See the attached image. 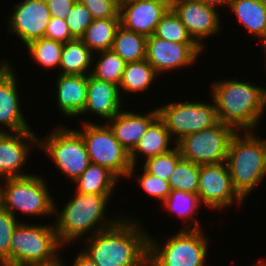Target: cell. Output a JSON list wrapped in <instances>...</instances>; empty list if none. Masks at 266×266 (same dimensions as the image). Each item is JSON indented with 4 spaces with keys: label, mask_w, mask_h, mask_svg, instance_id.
<instances>
[{
    "label": "cell",
    "mask_w": 266,
    "mask_h": 266,
    "mask_svg": "<svg viewBox=\"0 0 266 266\" xmlns=\"http://www.w3.org/2000/svg\"><path fill=\"white\" fill-rule=\"evenodd\" d=\"M134 219L123 216L112 227L86 238L82 251L96 266H148L149 233Z\"/></svg>",
    "instance_id": "6da1fadb"
},
{
    "label": "cell",
    "mask_w": 266,
    "mask_h": 266,
    "mask_svg": "<svg viewBox=\"0 0 266 266\" xmlns=\"http://www.w3.org/2000/svg\"><path fill=\"white\" fill-rule=\"evenodd\" d=\"M211 89L220 122L238 132L257 130L266 109V87L233 78L215 81Z\"/></svg>",
    "instance_id": "7a4b0ae2"
},
{
    "label": "cell",
    "mask_w": 266,
    "mask_h": 266,
    "mask_svg": "<svg viewBox=\"0 0 266 266\" xmlns=\"http://www.w3.org/2000/svg\"><path fill=\"white\" fill-rule=\"evenodd\" d=\"M74 193L76 194L68 199L60 211L54 204V214L57 215L54 226L63 248L87 234L88 237L85 238H90L97 232L112 227L122 218L105 217L111 195Z\"/></svg>",
    "instance_id": "3957f363"
},
{
    "label": "cell",
    "mask_w": 266,
    "mask_h": 266,
    "mask_svg": "<svg viewBox=\"0 0 266 266\" xmlns=\"http://www.w3.org/2000/svg\"><path fill=\"white\" fill-rule=\"evenodd\" d=\"M226 164L233 187L245 200L266 176V150L262 138L255 131H237L231 139Z\"/></svg>",
    "instance_id": "277c9868"
},
{
    "label": "cell",
    "mask_w": 266,
    "mask_h": 266,
    "mask_svg": "<svg viewBox=\"0 0 266 266\" xmlns=\"http://www.w3.org/2000/svg\"><path fill=\"white\" fill-rule=\"evenodd\" d=\"M203 229H181L164 244L149 235L148 266H206L208 237Z\"/></svg>",
    "instance_id": "5b68a950"
},
{
    "label": "cell",
    "mask_w": 266,
    "mask_h": 266,
    "mask_svg": "<svg viewBox=\"0 0 266 266\" xmlns=\"http://www.w3.org/2000/svg\"><path fill=\"white\" fill-rule=\"evenodd\" d=\"M50 193L46 180L35 174L0 181V204L16 218L17 212L32 217L53 216L55 201Z\"/></svg>",
    "instance_id": "8992f818"
},
{
    "label": "cell",
    "mask_w": 266,
    "mask_h": 266,
    "mask_svg": "<svg viewBox=\"0 0 266 266\" xmlns=\"http://www.w3.org/2000/svg\"><path fill=\"white\" fill-rule=\"evenodd\" d=\"M62 247L54 223L46 225L21 221L11 239V266L52 260L60 254Z\"/></svg>",
    "instance_id": "52a82bcc"
},
{
    "label": "cell",
    "mask_w": 266,
    "mask_h": 266,
    "mask_svg": "<svg viewBox=\"0 0 266 266\" xmlns=\"http://www.w3.org/2000/svg\"><path fill=\"white\" fill-rule=\"evenodd\" d=\"M39 150L44 151L55 167L72 181L91 163L81 134L64 125L53 128L44 139L39 137Z\"/></svg>",
    "instance_id": "ba28073f"
},
{
    "label": "cell",
    "mask_w": 266,
    "mask_h": 266,
    "mask_svg": "<svg viewBox=\"0 0 266 266\" xmlns=\"http://www.w3.org/2000/svg\"><path fill=\"white\" fill-rule=\"evenodd\" d=\"M104 124L84 120L81 130H76L84 140L91 163L108 168L119 179H127L132 168L129 152L116 139L109 125Z\"/></svg>",
    "instance_id": "9c48e42d"
},
{
    "label": "cell",
    "mask_w": 266,
    "mask_h": 266,
    "mask_svg": "<svg viewBox=\"0 0 266 266\" xmlns=\"http://www.w3.org/2000/svg\"><path fill=\"white\" fill-rule=\"evenodd\" d=\"M237 130L224 122L182 138L176 146L181 156L198 165L226 162L229 145Z\"/></svg>",
    "instance_id": "30bf717a"
},
{
    "label": "cell",
    "mask_w": 266,
    "mask_h": 266,
    "mask_svg": "<svg viewBox=\"0 0 266 266\" xmlns=\"http://www.w3.org/2000/svg\"><path fill=\"white\" fill-rule=\"evenodd\" d=\"M213 103L171 102L157 108L159 117L177 144L185 136L211 128L220 122L214 100Z\"/></svg>",
    "instance_id": "8fae6325"
},
{
    "label": "cell",
    "mask_w": 266,
    "mask_h": 266,
    "mask_svg": "<svg viewBox=\"0 0 266 266\" xmlns=\"http://www.w3.org/2000/svg\"><path fill=\"white\" fill-rule=\"evenodd\" d=\"M197 195L201 204L214 211L245 202L233 187L226 162L200 165Z\"/></svg>",
    "instance_id": "7c38bea8"
},
{
    "label": "cell",
    "mask_w": 266,
    "mask_h": 266,
    "mask_svg": "<svg viewBox=\"0 0 266 266\" xmlns=\"http://www.w3.org/2000/svg\"><path fill=\"white\" fill-rule=\"evenodd\" d=\"M202 50L197 43H177L152 35L147 37L146 60L160 76L171 70L193 66Z\"/></svg>",
    "instance_id": "4fadbf2b"
},
{
    "label": "cell",
    "mask_w": 266,
    "mask_h": 266,
    "mask_svg": "<svg viewBox=\"0 0 266 266\" xmlns=\"http://www.w3.org/2000/svg\"><path fill=\"white\" fill-rule=\"evenodd\" d=\"M170 8L181 19L192 39L204 49L208 37L220 33L218 9L196 0H170ZM212 35V36H211Z\"/></svg>",
    "instance_id": "5bb4252c"
},
{
    "label": "cell",
    "mask_w": 266,
    "mask_h": 266,
    "mask_svg": "<svg viewBox=\"0 0 266 266\" xmlns=\"http://www.w3.org/2000/svg\"><path fill=\"white\" fill-rule=\"evenodd\" d=\"M33 146L39 148V138L32 129L0 132V181L31 175L25 174L22 169L26 166Z\"/></svg>",
    "instance_id": "9a60e30c"
},
{
    "label": "cell",
    "mask_w": 266,
    "mask_h": 266,
    "mask_svg": "<svg viewBox=\"0 0 266 266\" xmlns=\"http://www.w3.org/2000/svg\"><path fill=\"white\" fill-rule=\"evenodd\" d=\"M8 21V31L20 38L25 47L44 38L51 14L45 0H23L15 4Z\"/></svg>",
    "instance_id": "2e32d148"
},
{
    "label": "cell",
    "mask_w": 266,
    "mask_h": 266,
    "mask_svg": "<svg viewBox=\"0 0 266 266\" xmlns=\"http://www.w3.org/2000/svg\"><path fill=\"white\" fill-rule=\"evenodd\" d=\"M9 62L0 63V132L30 130L19 100L18 79ZM4 125V126H3ZM2 126L4 129H2ZM7 128V129H6Z\"/></svg>",
    "instance_id": "e0dca14e"
},
{
    "label": "cell",
    "mask_w": 266,
    "mask_h": 266,
    "mask_svg": "<svg viewBox=\"0 0 266 266\" xmlns=\"http://www.w3.org/2000/svg\"><path fill=\"white\" fill-rule=\"evenodd\" d=\"M169 8L170 0L120 1V25L147 37L152 36Z\"/></svg>",
    "instance_id": "ac0fdd59"
},
{
    "label": "cell",
    "mask_w": 266,
    "mask_h": 266,
    "mask_svg": "<svg viewBox=\"0 0 266 266\" xmlns=\"http://www.w3.org/2000/svg\"><path fill=\"white\" fill-rule=\"evenodd\" d=\"M119 86L88 75L86 105L80 115L96 114L106 123L122 110Z\"/></svg>",
    "instance_id": "d6986e66"
},
{
    "label": "cell",
    "mask_w": 266,
    "mask_h": 266,
    "mask_svg": "<svg viewBox=\"0 0 266 266\" xmlns=\"http://www.w3.org/2000/svg\"><path fill=\"white\" fill-rule=\"evenodd\" d=\"M144 114L122 109L107 122L116 139L129 153L135 148L149 125L159 116L158 108Z\"/></svg>",
    "instance_id": "ffe728a7"
},
{
    "label": "cell",
    "mask_w": 266,
    "mask_h": 266,
    "mask_svg": "<svg viewBox=\"0 0 266 266\" xmlns=\"http://www.w3.org/2000/svg\"><path fill=\"white\" fill-rule=\"evenodd\" d=\"M55 86L60 112L66 118L79 116L86 105L88 75L59 74Z\"/></svg>",
    "instance_id": "44dd1931"
},
{
    "label": "cell",
    "mask_w": 266,
    "mask_h": 266,
    "mask_svg": "<svg viewBox=\"0 0 266 266\" xmlns=\"http://www.w3.org/2000/svg\"><path fill=\"white\" fill-rule=\"evenodd\" d=\"M172 141V137L167 130L164 121L158 116L149 125L147 131L140 138L135 148L129 153L132 168L127 179L131 178L132 174L137 171L134 168L138 162V156L147 160L148 158L168 153L176 146V143L174 141L172 143ZM170 145L173 146L171 147Z\"/></svg>",
    "instance_id": "7402d4cb"
},
{
    "label": "cell",
    "mask_w": 266,
    "mask_h": 266,
    "mask_svg": "<svg viewBox=\"0 0 266 266\" xmlns=\"http://www.w3.org/2000/svg\"><path fill=\"white\" fill-rule=\"evenodd\" d=\"M229 9L252 36L266 40V0H233Z\"/></svg>",
    "instance_id": "603a6c76"
},
{
    "label": "cell",
    "mask_w": 266,
    "mask_h": 266,
    "mask_svg": "<svg viewBox=\"0 0 266 266\" xmlns=\"http://www.w3.org/2000/svg\"><path fill=\"white\" fill-rule=\"evenodd\" d=\"M82 41V39H73L63 44L61 61L59 65V74L64 75H89L90 66H93L94 59L97 56ZM89 71V72H88Z\"/></svg>",
    "instance_id": "cb8c5ba5"
},
{
    "label": "cell",
    "mask_w": 266,
    "mask_h": 266,
    "mask_svg": "<svg viewBox=\"0 0 266 266\" xmlns=\"http://www.w3.org/2000/svg\"><path fill=\"white\" fill-rule=\"evenodd\" d=\"M120 179L108 168L90 163L87 169L73 182L76 192L96 195H112Z\"/></svg>",
    "instance_id": "d4e9b609"
},
{
    "label": "cell",
    "mask_w": 266,
    "mask_h": 266,
    "mask_svg": "<svg viewBox=\"0 0 266 266\" xmlns=\"http://www.w3.org/2000/svg\"><path fill=\"white\" fill-rule=\"evenodd\" d=\"M169 213H175L180 219L185 220L182 229H202L200 220L193 217L198 213L201 202L197 194L178 190H171L168 197L161 204ZM193 221H192V220Z\"/></svg>",
    "instance_id": "484cf974"
},
{
    "label": "cell",
    "mask_w": 266,
    "mask_h": 266,
    "mask_svg": "<svg viewBox=\"0 0 266 266\" xmlns=\"http://www.w3.org/2000/svg\"><path fill=\"white\" fill-rule=\"evenodd\" d=\"M151 64L145 59L138 62L126 63L122 79L119 84L121 96L135 92L148 91L154 79L159 78ZM123 91V92H122Z\"/></svg>",
    "instance_id": "4316f807"
},
{
    "label": "cell",
    "mask_w": 266,
    "mask_h": 266,
    "mask_svg": "<svg viewBox=\"0 0 266 266\" xmlns=\"http://www.w3.org/2000/svg\"><path fill=\"white\" fill-rule=\"evenodd\" d=\"M147 36L122 27L117 28L111 50L126 63L146 59Z\"/></svg>",
    "instance_id": "83f0119b"
},
{
    "label": "cell",
    "mask_w": 266,
    "mask_h": 266,
    "mask_svg": "<svg viewBox=\"0 0 266 266\" xmlns=\"http://www.w3.org/2000/svg\"><path fill=\"white\" fill-rule=\"evenodd\" d=\"M119 26L120 18L94 19L81 39L92 52L110 50Z\"/></svg>",
    "instance_id": "f1b7e54d"
},
{
    "label": "cell",
    "mask_w": 266,
    "mask_h": 266,
    "mask_svg": "<svg viewBox=\"0 0 266 266\" xmlns=\"http://www.w3.org/2000/svg\"><path fill=\"white\" fill-rule=\"evenodd\" d=\"M98 55L100 58L96 60L91 75L119 86L126 62L111 49L98 52Z\"/></svg>",
    "instance_id": "f546056e"
},
{
    "label": "cell",
    "mask_w": 266,
    "mask_h": 266,
    "mask_svg": "<svg viewBox=\"0 0 266 266\" xmlns=\"http://www.w3.org/2000/svg\"><path fill=\"white\" fill-rule=\"evenodd\" d=\"M26 49H28L29 55L38 65L40 64L45 69L56 67L59 69L63 43L40 38L28 44Z\"/></svg>",
    "instance_id": "4dcf8cb0"
},
{
    "label": "cell",
    "mask_w": 266,
    "mask_h": 266,
    "mask_svg": "<svg viewBox=\"0 0 266 266\" xmlns=\"http://www.w3.org/2000/svg\"><path fill=\"white\" fill-rule=\"evenodd\" d=\"M199 173L200 165L182 158L168 180L171 190L197 194Z\"/></svg>",
    "instance_id": "1f68e13d"
},
{
    "label": "cell",
    "mask_w": 266,
    "mask_h": 266,
    "mask_svg": "<svg viewBox=\"0 0 266 266\" xmlns=\"http://www.w3.org/2000/svg\"><path fill=\"white\" fill-rule=\"evenodd\" d=\"M153 35L177 43H196L171 8L162 16Z\"/></svg>",
    "instance_id": "d6a6232c"
},
{
    "label": "cell",
    "mask_w": 266,
    "mask_h": 266,
    "mask_svg": "<svg viewBox=\"0 0 266 266\" xmlns=\"http://www.w3.org/2000/svg\"><path fill=\"white\" fill-rule=\"evenodd\" d=\"M182 159L180 149L175 146L170 152L148 158L143 163V169L156 177L168 181L176 164Z\"/></svg>",
    "instance_id": "836d02e7"
},
{
    "label": "cell",
    "mask_w": 266,
    "mask_h": 266,
    "mask_svg": "<svg viewBox=\"0 0 266 266\" xmlns=\"http://www.w3.org/2000/svg\"><path fill=\"white\" fill-rule=\"evenodd\" d=\"M20 222L0 204V266H11V239Z\"/></svg>",
    "instance_id": "e575fe53"
},
{
    "label": "cell",
    "mask_w": 266,
    "mask_h": 266,
    "mask_svg": "<svg viewBox=\"0 0 266 266\" xmlns=\"http://www.w3.org/2000/svg\"><path fill=\"white\" fill-rule=\"evenodd\" d=\"M90 10L83 4L75 2L72 9L68 12L65 22L68 25L70 34L75 39H81L86 28L93 21Z\"/></svg>",
    "instance_id": "d590c367"
},
{
    "label": "cell",
    "mask_w": 266,
    "mask_h": 266,
    "mask_svg": "<svg viewBox=\"0 0 266 266\" xmlns=\"http://www.w3.org/2000/svg\"><path fill=\"white\" fill-rule=\"evenodd\" d=\"M143 173L135 178L139 186L146 192L147 195L160 200L161 203L168 197L171 192L169 182L159 177L147 173L144 169Z\"/></svg>",
    "instance_id": "8d00e7d4"
},
{
    "label": "cell",
    "mask_w": 266,
    "mask_h": 266,
    "mask_svg": "<svg viewBox=\"0 0 266 266\" xmlns=\"http://www.w3.org/2000/svg\"><path fill=\"white\" fill-rule=\"evenodd\" d=\"M85 5L93 19L119 18L120 0H76Z\"/></svg>",
    "instance_id": "74e56055"
},
{
    "label": "cell",
    "mask_w": 266,
    "mask_h": 266,
    "mask_svg": "<svg viewBox=\"0 0 266 266\" xmlns=\"http://www.w3.org/2000/svg\"><path fill=\"white\" fill-rule=\"evenodd\" d=\"M44 38L58 41L63 44L74 39L70 34L65 19H60L57 17H51L49 20Z\"/></svg>",
    "instance_id": "f35d334b"
},
{
    "label": "cell",
    "mask_w": 266,
    "mask_h": 266,
    "mask_svg": "<svg viewBox=\"0 0 266 266\" xmlns=\"http://www.w3.org/2000/svg\"><path fill=\"white\" fill-rule=\"evenodd\" d=\"M51 17L65 19L76 0H45Z\"/></svg>",
    "instance_id": "ab89813d"
},
{
    "label": "cell",
    "mask_w": 266,
    "mask_h": 266,
    "mask_svg": "<svg viewBox=\"0 0 266 266\" xmlns=\"http://www.w3.org/2000/svg\"><path fill=\"white\" fill-rule=\"evenodd\" d=\"M75 260L72 262L71 266H96V264L91 260V258L85 254L82 250L77 253ZM65 266H67L65 264Z\"/></svg>",
    "instance_id": "60d3db41"
},
{
    "label": "cell",
    "mask_w": 266,
    "mask_h": 266,
    "mask_svg": "<svg viewBox=\"0 0 266 266\" xmlns=\"http://www.w3.org/2000/svg\"><path fill=\"white\" fill-rule=\"evenodd\" d=\"M59 254L57 257L53 258L52 260L45 261V262H31L23 264L22 266H65V261H63L62 256Z\"/></svg>",
    "instance_id": "b9f144b4"
},
{
    "label": "cell",
    "mask_w": 266,
    "mask_h": 266,
    "mask_svg": "<svg viewBox=\"0 0 266 266\" xmlns=\"http://www.w3.org/2000/svg\"><path fill=\"white\" fill-rule=\"evenodd\" d=\"M196 1H199V2H201L203 4H205V5H209V6H212V7H215V8L220 7V5L222 7H223V5H224V7L226 5L227 8H229L230 5H231V2L233 0H196Z\"/></svg>",
    "instance_id": "7bdbcfd3"
},
{
    "label": "cell",
    "mask_w": 266,
    "mask_h": 266,
    "mask_svg": "<svg viewBox=\"0 0 266 266\" xmlns=\"http://www.w3.org/2000/svg\"><path fill=\"white\" fill-rule=\"evenodd\" d=\"M252 266H266V261H264L263 259L261 261H259L256 264H253Z\"/></svg>",
    "instance_id": "ee69618b"
},
{
    "label": "cell",
    "mask_w": 266,
    "mask_h": 266,
    "mask_svg": "<svg viewBox=\"0 0 266 266\" xmlns=\"http://www.w3.org/2000/svg\"><path fill=\"white\" fill-rule=\"evenodd\" d=\"M262 46H263V49H264V55L266 56V40H264V41H261V43H260ZM266 58V57H265ZM265 62H266V59H265ZM265 66H266V64H265Z\"/></svg>",
    "instance_id": "f6af8a7d"
},
{
    "label": "cell",
    "mask_w": 266,
    "mask_h": 266,
    "mask_svg": "<svg viewBox=\"0 0 266 266\" xmlns=\"http://www.w3.org/2000/svg\"><path fill=\"white\" fill-rule=\"evenodd\" d=\"M263 143H264V146H265V150H266V139H262Z\"/></svg>",
    "instance_id": "bcb514c9"
},
{
    "label": "cell",
    "mask_w": 266,
    "mask_h": 266,
    "mask_svg": "<svg viewBox=\"0 0 266 266\" xmlns=\"http://www.w3.org/2000/svg\"><path fill=\"white\" fill-rule=\"evenodd\" d=\"M120 1H141V0H120Z\"/></svg>",
    "instance_id": "7dc6e473"
}]
</instances>
